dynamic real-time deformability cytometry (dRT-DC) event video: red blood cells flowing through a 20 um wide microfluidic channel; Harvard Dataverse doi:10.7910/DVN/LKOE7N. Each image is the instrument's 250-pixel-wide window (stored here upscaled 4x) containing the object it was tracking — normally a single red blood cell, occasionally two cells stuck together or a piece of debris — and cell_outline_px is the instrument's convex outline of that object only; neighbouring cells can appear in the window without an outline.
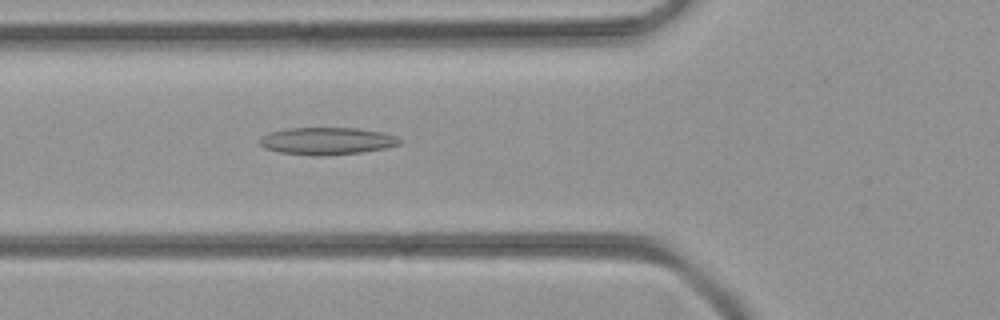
{"species": "common noctule bat (a hibernating species)", "species_latin": "Nyctalus noctula", "temperature_condition": "room temperature", "stored_images_in_passage": 16, "camera_frame_rate_fps": 3000, "um_per_image_px": 0.085, "animal": {"sex": "female", "body_mass_g": 21.9}, "frame": {"image": 1, "passage_image": 8, "time_ms": 2.333, "image_size_px": [1000, 320], "cell_outline_px": [[400, 144], [388, 148], [364, 152], [320, 156], [312, 156], [280, 152], [264, 148], [260, 144], [260, 140], [264, 136], [272, 132], [288, 128], [356, 128], [380, 132], [396, 136], [400, 140]], "centroid_in_image_um": [27.82, 12.0], "position_along_channel_um": 98.0, "area_um2": 22.14}}
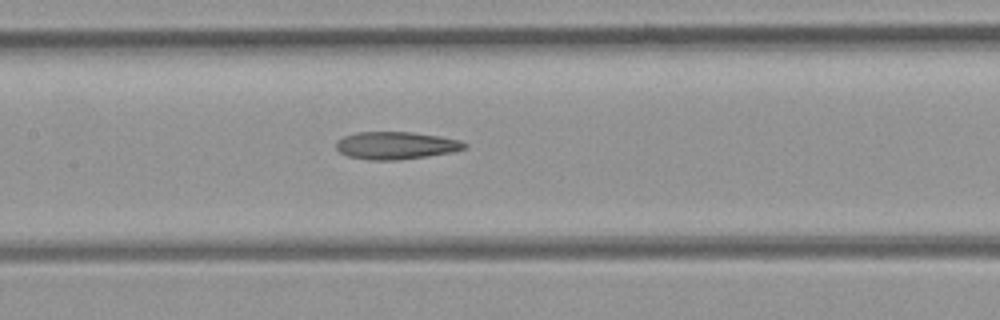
{"frame": {"image": 2, "passage_image": 13, "time_ms": 4.0, "image_size_px": [1000, 320], "cell_outline_px": [[468, 144], [464, 148], [452, 152], [428, 156], [400, 160], [368, 160], [348, 156], [340, 152], [336, 148], [336, 144], [344, 136], [356, 132], [412, 132], [440, 136], [460, 140]], "centroid_in_image_um": [33.67, 12.37], "position_along_channel_um": 173.7, "area_um2": 20.58}}
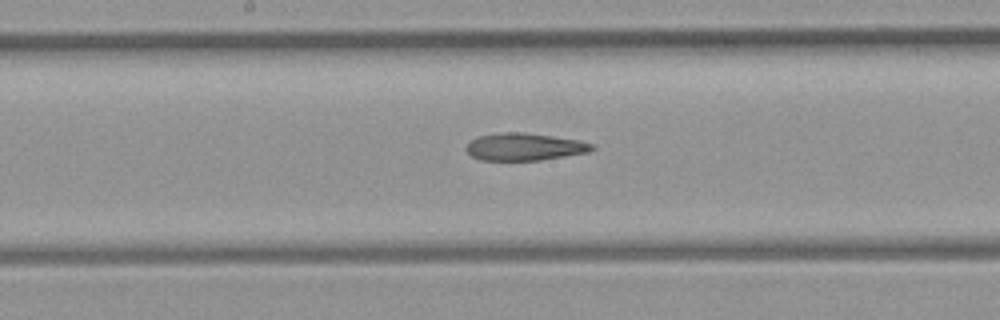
{"frame": {"image": 3, "passage_image": 15, "time_ms": 4.667, "image_size_px": [1000, 320], "cell_outline_px": [[596, 148], [588, 152], [540, 160], [480, 160], [472, 156], [464, 148], [476, 136], [500, 132], [520, 132], [552, 136], [576, 140], [592, 144]], "centroid_in_image_um": [44.53, 12.47], "position_along_channel_um": 203.7, "area_um2": 19.88}}